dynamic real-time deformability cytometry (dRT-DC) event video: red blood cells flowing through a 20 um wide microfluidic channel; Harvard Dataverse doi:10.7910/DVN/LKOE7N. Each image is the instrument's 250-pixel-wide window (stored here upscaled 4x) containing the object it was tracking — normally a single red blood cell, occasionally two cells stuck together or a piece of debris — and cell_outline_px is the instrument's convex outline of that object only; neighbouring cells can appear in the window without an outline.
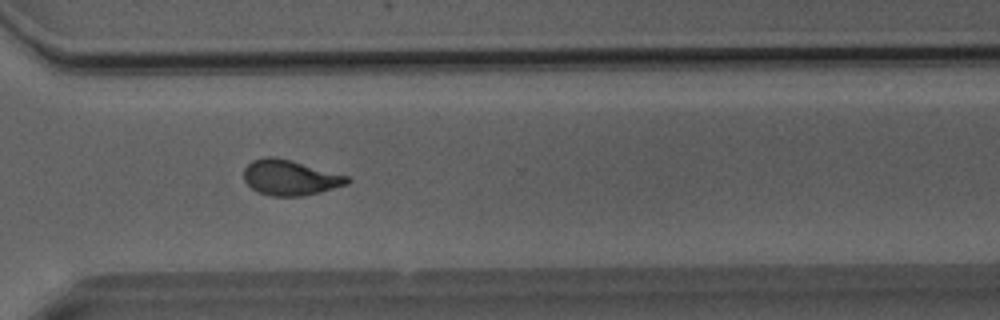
{"species": "Egyptian fruit bat (a non-hibernating species)", "species_latin": "Rousettus aegyptiacus", "temperature_condition": "room temperature", "stored_images_in_passage": 37, "camera_frame_rate_fps": 3000, "um_per_image_px": 0.085, "animal": {"sex": "male"}, "frame": {"image": 1, "passage_image": 24, "time_ms": 7.667, "image_size_px": [1000, 320], "cell_outline_px": [[352, 180], [348, 184], [320, 192], [300, 196], [268, 196], [252, 188], [244, 180], [244, 168], [252, 160], [268, 156], [272, 156], [292, 160], [348, 176]], "centroid_in_image_um": [24.66, 15.09], "position_along_channel_um": 345.9, "area_um2": 21.27}}
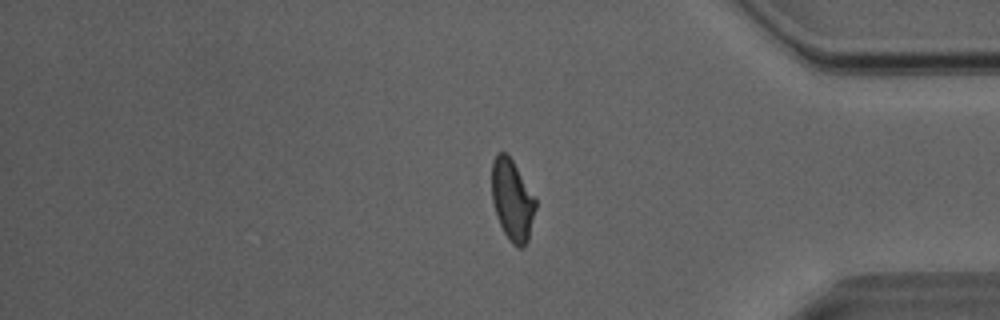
{"frame": {"image": 2, "passage_image": 29, "time_ms": 9.333, "image_size_px": [1000, 320], "cell_outline_px": [[536, 208], [528, 240], [524, 248], [520, 248], [512, 244], [504, 232], [496, 216], [492, 200], [492, 160], [496, 152], [504, 152], [512, 160], [536, 196]], "centroid_in_image_um": [43.55, 17.0], "position_along_channel_um": 391.7, "area_um2": 20.92}}
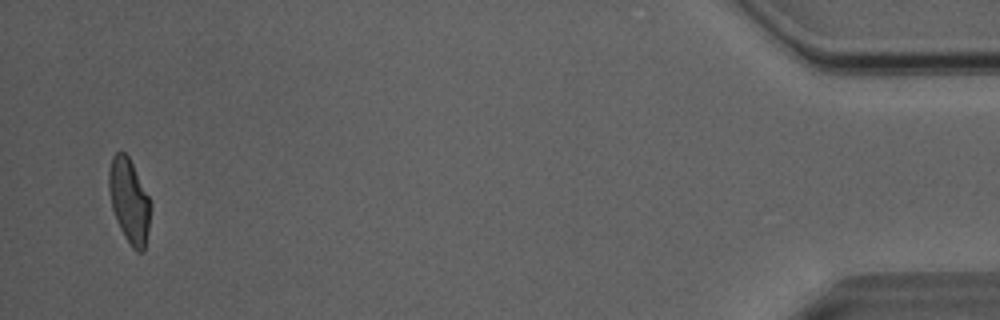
{"frame": {"image": 3, "passage_image": 36, "time_ms": 11.667, "image_size_px": [1000, 320], "cell_outline_px": [[152, 208], [144, 252], [136, 252], [132, 248], [124, 236], [116, 220], [112, 208], [108, 188], [108, 172], [112, 156], [116, 152], [124, 152], [128, 156], [152, 200]], "centroid_in_image_um": [11.0, 17.08], "position_along_channel_um": 424.2, "area_um2": 20.87}, "authors_computed_cell_mechanics": {"area_um2": 21.0392, "velocity_mm_per_s": 4.067, "shape_relaxation_time_tau1_ms": 6.422, "shape_relaxation_time_tau2_ms": 1.2511, "deformation_change_tau1": 0.193, "deformation_change_tau2": 0.0872}}